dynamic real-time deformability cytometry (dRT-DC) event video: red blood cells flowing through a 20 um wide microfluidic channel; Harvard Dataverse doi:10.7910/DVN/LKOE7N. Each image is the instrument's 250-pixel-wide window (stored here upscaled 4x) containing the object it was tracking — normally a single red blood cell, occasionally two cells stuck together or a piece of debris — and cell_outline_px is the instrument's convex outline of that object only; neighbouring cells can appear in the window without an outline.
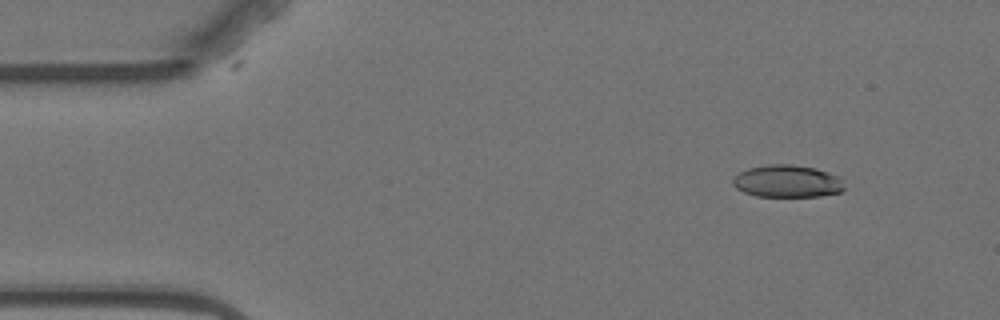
{"species": "Egyptian fruit bat (a non-hibernating species)", "species_latin": "Rousettus aegyptiacus", "temperature_condition": "warm", "stored_images_in_passage": 5, "camera_frame_rate_fps": 3000, "um_per_image_px": 0.085, "animal": {"sex": "female"}, "frame": {"image": 1, "passage_image": 2, "time_ms": 1.333, "image_size_px": [1000, 320], "cell_outline_px": [[844, 188], [840, 192], [820, 196], [756, 196], [744, 192], [736, 188], [732, 184], [732, 176], [748, 168], [768, 164], [792, 164], [816, 168], [840, 176], [844, 180]], "centroid_in_image_um": [66.92, 15.39], "position_along_channel_um": 18.1, "area_um2": 21.27}}
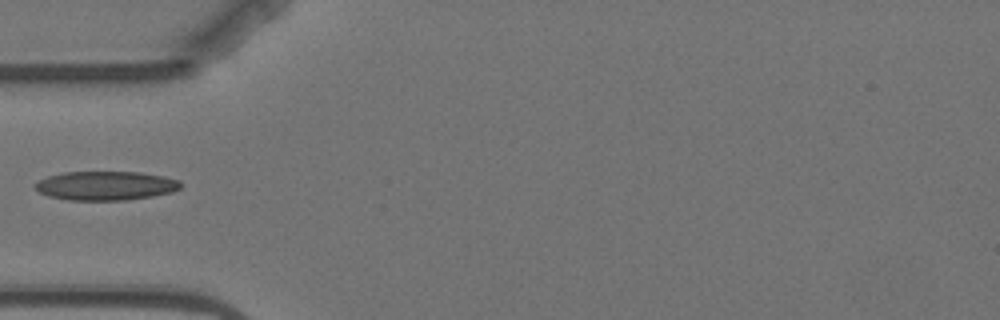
{"frame": {"image": 2, "passage_image": 5, "time_ms": 5.333, "image_size_px": [1000, 320], "cell_outline_px": [[184, 184], [180, 188], [172, 192], [152, 196], [128, 200], [68, 200], [48, 196], [40, 192], [32, 184], [48, 176], [64, 172], [140, 172], [164, 176], [180, 180]], "centroid_in_image_um": [9.02, 15.78], "position_along_channel_um": 76.0, "area_um2": 24.74}}